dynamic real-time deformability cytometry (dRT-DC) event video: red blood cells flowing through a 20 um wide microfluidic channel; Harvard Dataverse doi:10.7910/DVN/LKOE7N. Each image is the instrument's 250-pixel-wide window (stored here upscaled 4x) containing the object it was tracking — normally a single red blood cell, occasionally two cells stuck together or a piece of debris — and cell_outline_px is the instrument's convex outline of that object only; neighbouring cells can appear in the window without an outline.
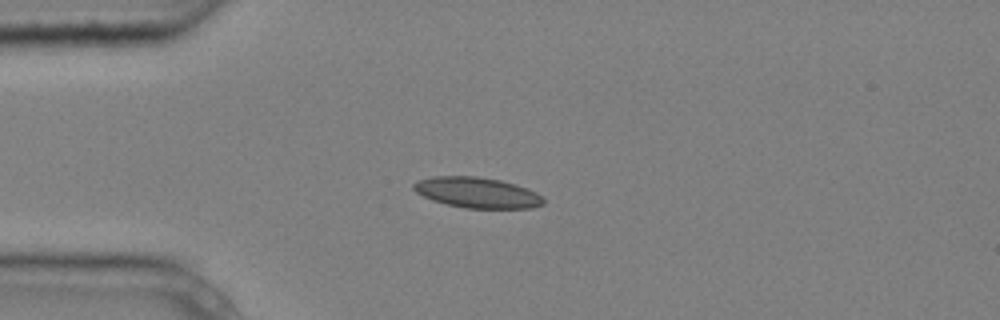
{"species": "common noctule bat (a hibernating species)", "species_latin": "Nyctalus noctula", "temperature_condition": "cold", "stored_images_in_passage": 5, "camera_frame_rate_fps": 3000, "um_per_image_px": 0.085, "animal": {"sex": "male", "body_mass_g": 20.4}, "frame": {"image": 1, "passage_image": 3, "time_ms": 0.667, "image_size_px": [1000, 320], "cell_outline_px": [[544, 204], [532, 208], [464, 208], [432, 200], [416, 192], [412, 188], [412, 184], [416, 180], [432, 176], [476, 176], [500, 180], [516, 184], [528, 188], [544, 196]], "centroid_in_image_um": [40.57, 16.36], "position_along_channel_um": 44.4, "area_um2": 23.35}}
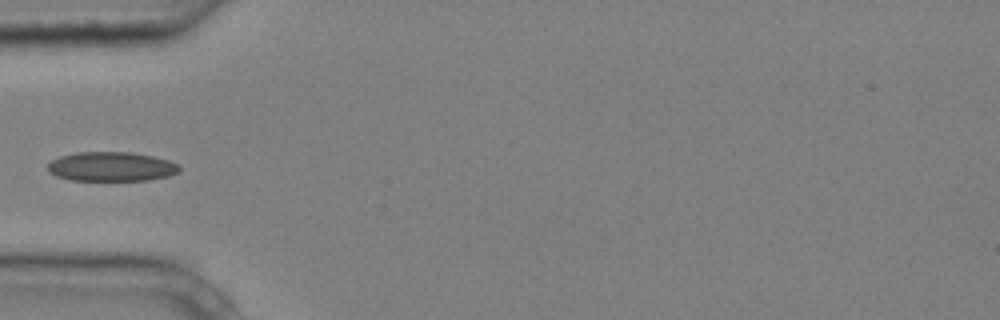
{"frame": {"image": 2, "passage_image": 4, "time_ms": 1.0, "image_size_px": [1000, 320], "cell_outline_px": [[180, 168], [176, 172], [168, 176], [148, 180], [72, 180], [56, 176], [48, 172], [48, 164], [52, 160], [60, 156], [76, 152], [132, 152], [152, 156], [168, 160], [176, 164]], "centroid_in_image_um": [9.42, 14.15], "position_along_channel_um": 75.6, "area_um2": 22.37}}
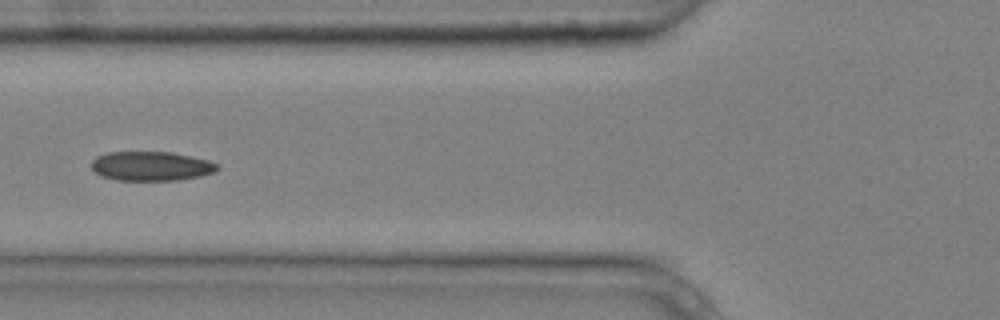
{"frame": {"image": 3, "passage_image": 5, "time_ms": 1.333, "image_size_px": [1000, 320], "cell_outline_px": [[220, 168], [216, 172], [200, 176], [176, 180], [116, 180], [100, 176], [92, 168], [92, 160], [96, 156], [108, 152], [172, 152], [192, 156], [208, 160], [220, 164]], "centroid_in_image_um": [12.88, 14.11], "position_along_channel_um": 112.9, "area_um2": 21.68}}